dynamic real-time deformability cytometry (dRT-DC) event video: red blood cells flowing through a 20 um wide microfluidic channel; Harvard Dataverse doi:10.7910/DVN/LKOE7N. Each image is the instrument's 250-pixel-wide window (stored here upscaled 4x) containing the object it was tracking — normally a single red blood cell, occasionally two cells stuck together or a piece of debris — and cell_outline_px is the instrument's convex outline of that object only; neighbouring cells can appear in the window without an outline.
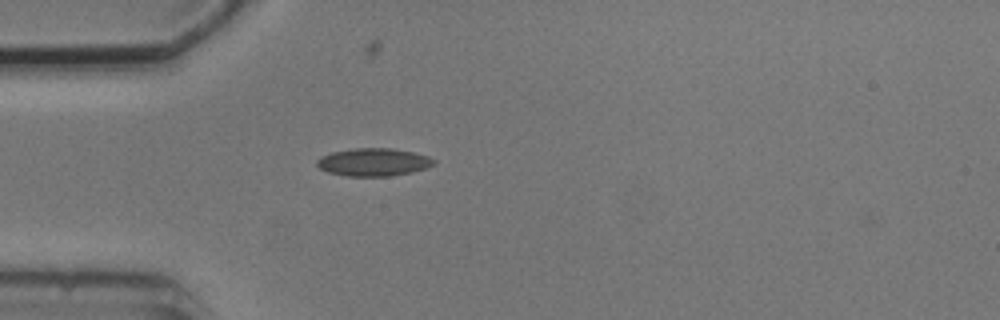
{"species": "common noctule bat (a hibernating species)", "species_latin": "Nyctalus noctula", "temperature_condition": "cold", "stored_images_in_passage": 2, "camera_frame_rate_fps": 3000, "um_per_image_px": 0.085, "animal": {"sex": "male", "body_mass_g": 20.5, "forearm_length_mm": 52.5}, "frame": {"image": 1, "passage_image": 1, "time_ms": 0.0, "image_size_px": [1000, 320], "cell_outline_px": [[436, 164], [428, 168], [412, 172], [388, 176], [348, 176], [328, 172], [320, 168], [316, 164], [316, 160], [320, 156], [332, 152], [356, 148], [392, 148], [412, 152], [428, 156], [436, 160]], "centroid_in_image_um": [31.77, 13.78], "position_along_channel_um": 53.2, "area_um2": 19.02}}